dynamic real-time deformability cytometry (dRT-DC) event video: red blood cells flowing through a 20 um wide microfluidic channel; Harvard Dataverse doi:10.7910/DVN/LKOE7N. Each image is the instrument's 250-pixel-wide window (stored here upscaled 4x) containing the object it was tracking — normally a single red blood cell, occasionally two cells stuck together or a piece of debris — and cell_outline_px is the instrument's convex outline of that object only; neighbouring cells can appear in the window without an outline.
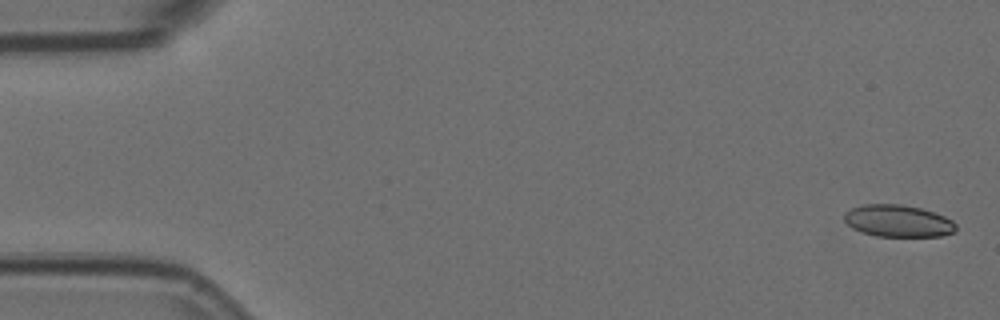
{"species": "Egyptian fruit bat (a non-hibernating species)", "species_latin": "Rousettus aegyptiacus", "temperature_condition": "room temperature", "stored_images_in_passage": 5, "segment_of_instrument_passage": [2, 2], "camera_frame_rate_fps": 3000, "um_per_image_px": 0.085, "animal": {"sex": "female"}, "frame": {"image": 1, "passage_image": 5, "time_ms": 1.333, "image_size_px": [1000, 320], "cell_outline_px": [[956, 232], [940, 236], [876, 236], [860, 232], [852, 228], [844, 220], [844, 212], [860, 204], [904, 204], [920, 208], [944, 216], [952, 220], [956, 224]], "centroid_in_image_um": [76.31, 18.78], "position_along_channel_um": 8.7, "area_um2": 20.98}}